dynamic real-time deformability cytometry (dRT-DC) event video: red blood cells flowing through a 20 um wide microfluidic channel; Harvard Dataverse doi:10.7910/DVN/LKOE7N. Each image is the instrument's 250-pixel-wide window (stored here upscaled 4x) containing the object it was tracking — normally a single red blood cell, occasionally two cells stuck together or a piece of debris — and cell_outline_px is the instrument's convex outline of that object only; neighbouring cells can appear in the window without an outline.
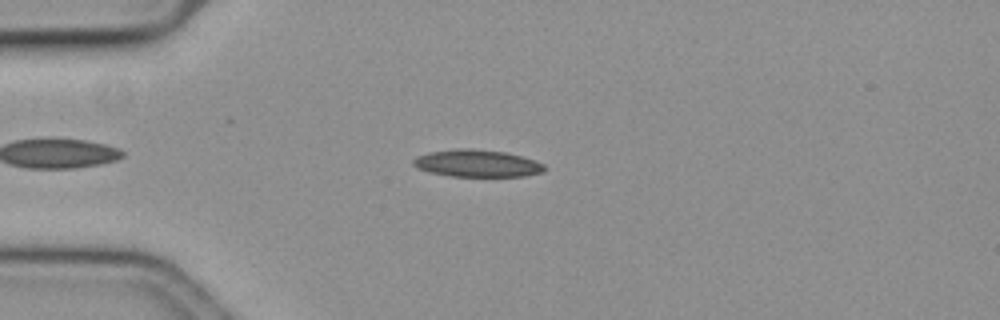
{"species": "common noctule bat (a hibernating species)", "species_latin": "Nyctalus noctula", "temperature_condition": "cold", "stored_images_in_passage": 51, "camera_frame_rate_fps": 3000, "um_per_image_px": 0.085, "animal": {"sex": "female", "body_mass_g": 19.3, "forearm_length_mm": 54.1}, "frame": {"image": 1, "passage_image": 8, "time_ms": 2.333, "image_size_px": [1000, 320], "cell_outline_px": [[548, 168], [544, 172], [524, 176], [448, 176], [428, 172], [412, 164], [412, 160], [416, 156], [432, 152], [456, 148], [472, 148], [504, 152], [520, 156], [544, 164]], "centroid_in_image_um": [40.55, 13.89], "position_along_channel_um": 44.4, "area_um2": 20.75}}
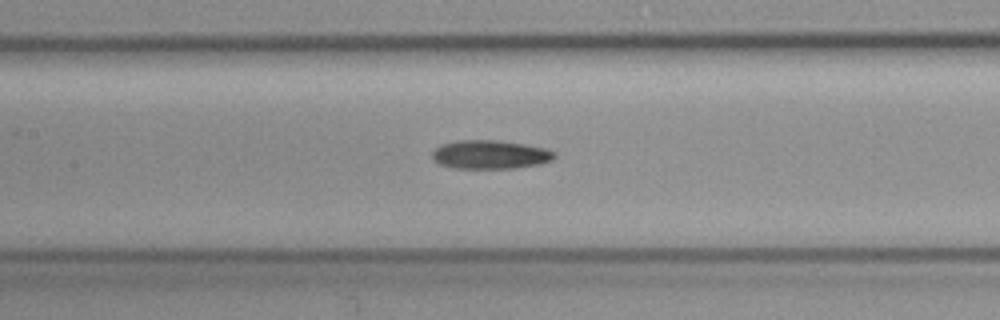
{"frame": {"image": 2, "passage_image": 20, "time_ms": 6.333, "image_size_px": [1000, 320], "cell_outline_px": [[556, 156], [552, 160], [540, 164], [516, 168], [452, 168], [440, 164], [432, 160], [432, 152], [440, 144], [460, 140], [496, 140], [524, 144], [548, 148], [556, 152]], "centroid_in_image_um": [41.68, 13.14], "position_along_channel_um": 165.7, "area_um2": 20.63}}
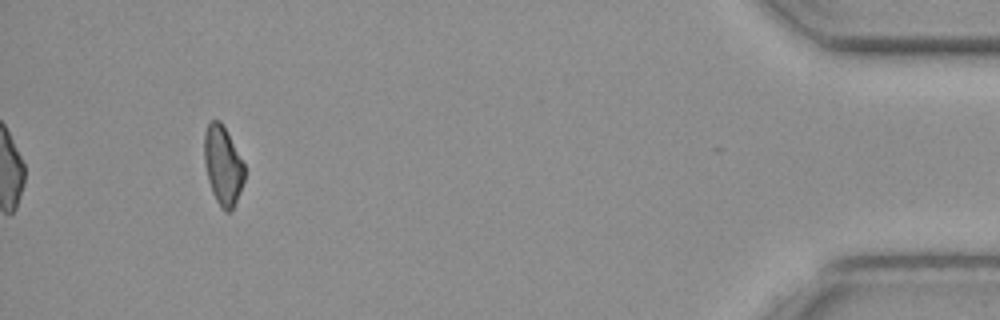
{"frame": {"image": 3, "passage_image": 47, "time_ms": 15.333, "image_size_px": [1000, 320], "cell_outline_px": [[244, 180], [240, 192], [232, 212], [224, 212], [220, 208], [212, 192], [208, 180], [204, 160], [204, 132], [208, 124], [212, 120], [220, 120], [244, 164]], "centroid_in_image_um": [18.93, 14.11], "position_along_channel_um": 416.3, "area_um2": 18.44}, "authors_computed_cell_mechanics": {"area_um2": 20.1722, "velocity_mm_per_s": 3.5852, "shape_relaxation_time_tau1_ms": 5.9942, "shape_relaxation_time_tau2_ms": null, "deformation_change_tau1": 0.1066, "deformation_change_tau2": null}}